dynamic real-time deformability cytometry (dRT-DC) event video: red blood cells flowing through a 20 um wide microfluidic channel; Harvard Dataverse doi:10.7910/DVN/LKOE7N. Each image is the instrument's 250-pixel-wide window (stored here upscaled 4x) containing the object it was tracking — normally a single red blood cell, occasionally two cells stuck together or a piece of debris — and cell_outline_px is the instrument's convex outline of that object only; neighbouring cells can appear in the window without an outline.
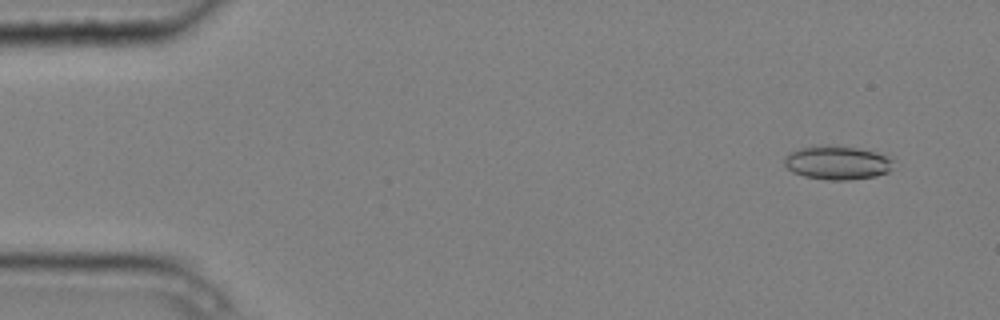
{"species": "common noctule bat (a hibernating species)", "species_latin": "Nyctalus noctula", "temperature_condition": "cold", "stored_images_in_passage": 8, "camera_frame_rate_fps": 3000, "um_per_image_px": 0.085, "animal": {"sex": "male", "body_mass_g": 20.4}, "frame": {"image": 1, "passage_image": 1, "time_ms": 0.0, "image_size_px": [1000, 320], "cell_outline_px": [[892, 160], [888, 172], [876, 176], [848, 180], [828, 180], [804, 176], [792, 172], [784, 164], [784, 156], [800, 148], [812, 144], [832, 144], [860, 148], [892, 156]], "centroid_in_image_um": [71.15, 13.8], "position_along_channel_um": 13.9, "area_um2": 21.85}}
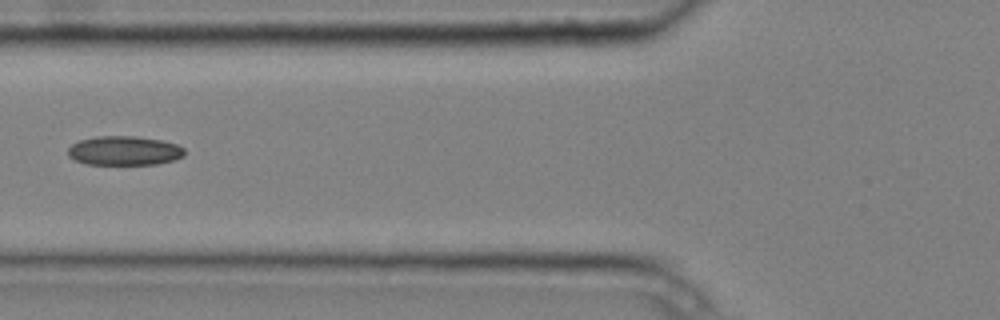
{"frame": {"image": 2, "passage_image": 5, "time_ms": 1.333, "image_size_px": [1000, 320], "cell_outline_px": [[184, 156], [172, 160], [156, 164], [88, 164], [76, 160], [68, 156], [68, 148], [72, 144], [80, 140], [96, 136], [136, 136], [164, 140], [176, 144], [184, 148]], "centroid_in_image_um": [10.57, 12.8], "position_along_channel_um": 115.2, "area_um2": 19.83}}
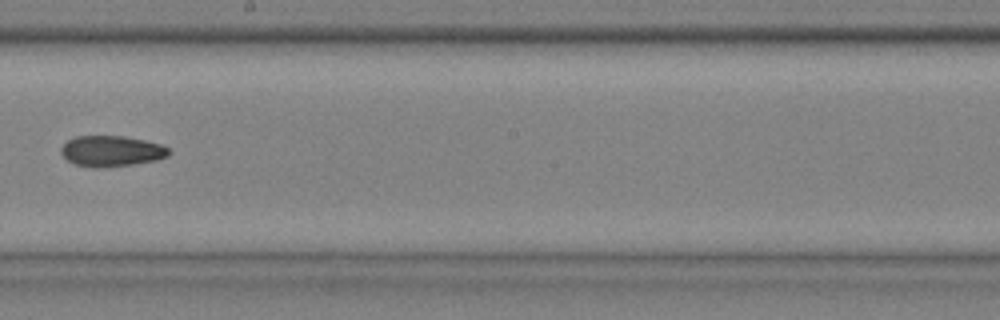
{"frame": {"image": 3, "passage_image": 8, "time_ms": 2.333, "image_size_px": [1000, 320], "cell_outline_px": [[172, 152], [168, 156], [156, 160], [132, 164], [104, 168], [92, 168], [72, 164], [60, 152], [60, 148], [68, 140], [76, 136], [124, 136], [144, 140], [160, 144], [168, 148]], "centroid_in_image_um": [9.46, 12.85], "position_along_channel_um": 238.7, "area_um2": 19.48}}